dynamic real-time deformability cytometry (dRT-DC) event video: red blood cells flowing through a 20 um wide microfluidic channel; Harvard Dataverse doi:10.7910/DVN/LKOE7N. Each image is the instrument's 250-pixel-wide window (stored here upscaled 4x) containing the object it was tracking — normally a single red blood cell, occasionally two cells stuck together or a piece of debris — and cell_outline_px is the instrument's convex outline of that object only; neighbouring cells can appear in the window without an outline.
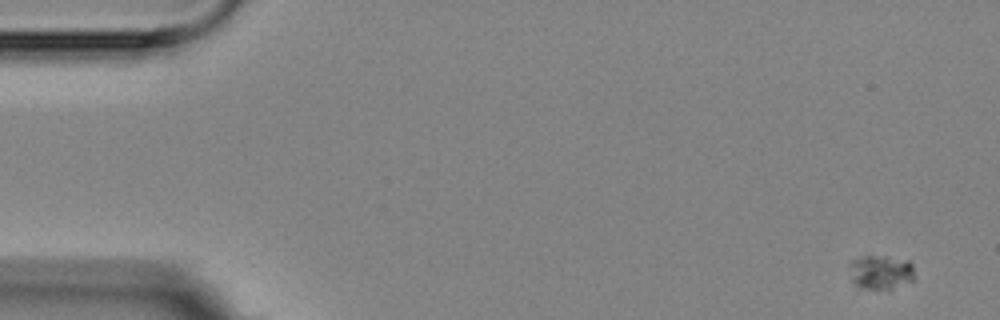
{"species": "Egyptian fruit bat (a non-hibernating species)", "species_latin": "Rousettus aegyptiacus", "temperature_condition": "room temperature", "stored_images_in_passage": 4, "camera_frame_rate_fps": 3000, "um_per_image_px": 0.085, "animal": {"sex": "female"}, "frame": {"image": 1, "passage_image": 1, "time_ms": 0.0, "image_size_px": [1000, 320], "cell_outline_px": [[916, 280], [888, 288], [856, 288], [852, 280], [848, 264], [852, 260], [864, 256], [884, 256], [908, 260], [912, 264]], "centroid_in_image_um": [74.85, 23.12], "position_along_channel_um": 10.1, "area_um2": 13.01}}